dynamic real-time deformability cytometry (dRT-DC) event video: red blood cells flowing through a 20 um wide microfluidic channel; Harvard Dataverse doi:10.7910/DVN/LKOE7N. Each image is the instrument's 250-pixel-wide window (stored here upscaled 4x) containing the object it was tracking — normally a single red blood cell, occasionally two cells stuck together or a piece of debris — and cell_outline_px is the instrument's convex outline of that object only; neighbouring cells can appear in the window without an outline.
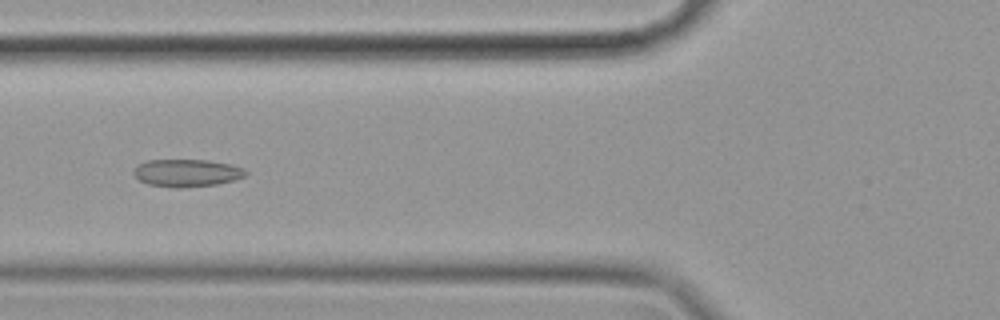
{"species": "common noctule bat (a hibernating species)", "species_latin": "Nyctalus noctula", "temperature_condition": "cold", "stored_images_in_passage": 41, "camera_frame_rate_fps": 3000, "um_per_image_px": 0.085, "animal": {"sex": "female", "body_mass_g": 19.9}, "frame": {"image": 1, "passage_image": 6, "time_ms": 1.667, "image_size_px": [1000, 320], "cell_outline_px": [[248, 172], [244, 176], [236, 180], [216, 184], [180, 188], [176, 188], [148, 184], [140, 180], [132, 172], [140, 164], [148, 160], [208, 160], [232, 164], [244, 168]], "centroid_in_image_um": [15.93, 14.7], "position_along_channel_um": 109.9, "area_um2": 17.92}}
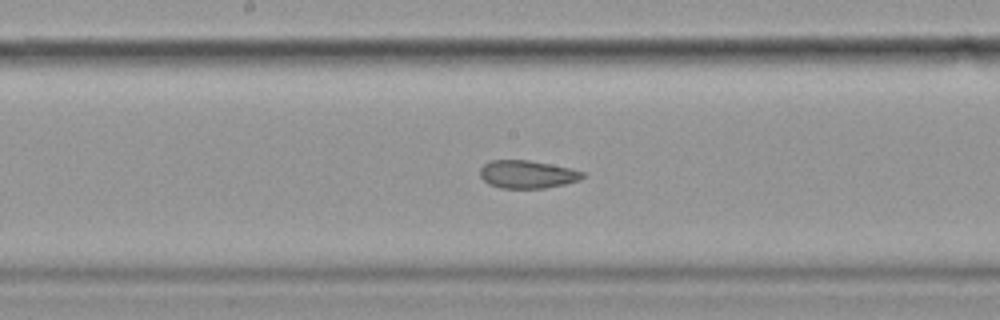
{"frame": {"image": 2, "passage_image": 14, "time_ms": 4.333, "image_size_px": [1000, 320], "cell_outline_px": [[584, 176], [580, 180], [564, 184], [544, 188], [500, 188], [488, 184], [480, 176], [480, 168], [488, 160], [528, 160], [572, 168], [584, 172]], "centroid_in_image_um": [44.81, 14.81], "position_along_channel_um": 203.4, "area_um2": 16.76}}
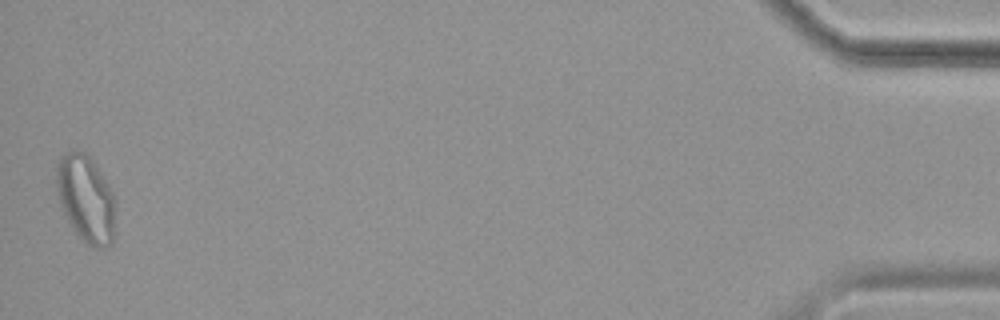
{"frame": {"image": 3, "passage_image": 41, "time_ms": 13.333, "image_size_px": [1000, 320], "cell_outline_px": [[116, 204], [112, 244], [108, 248], [92, 248], [72, 228], [60, 208], [56, 188], [56, 164], [60, 156], [68, 152], [84, 152], [92, 160], [112, 192], [116, 200]], "centroid_in_image_um": [7.29, 16.93], "position_along_channel_um": 427.9, "area_um2": 30.06}, "authors_computed_cell_mechanics": {"area_um2": 17.6868, "velocity_mm_per_s": 3.5068, "shape_relaxation_time_tau1_ms": null, "shape_relaxation_time_tau2_ms": 2.2741, "deformation_change_tau1": null, "deformation_change_tau2": 0.0898}}